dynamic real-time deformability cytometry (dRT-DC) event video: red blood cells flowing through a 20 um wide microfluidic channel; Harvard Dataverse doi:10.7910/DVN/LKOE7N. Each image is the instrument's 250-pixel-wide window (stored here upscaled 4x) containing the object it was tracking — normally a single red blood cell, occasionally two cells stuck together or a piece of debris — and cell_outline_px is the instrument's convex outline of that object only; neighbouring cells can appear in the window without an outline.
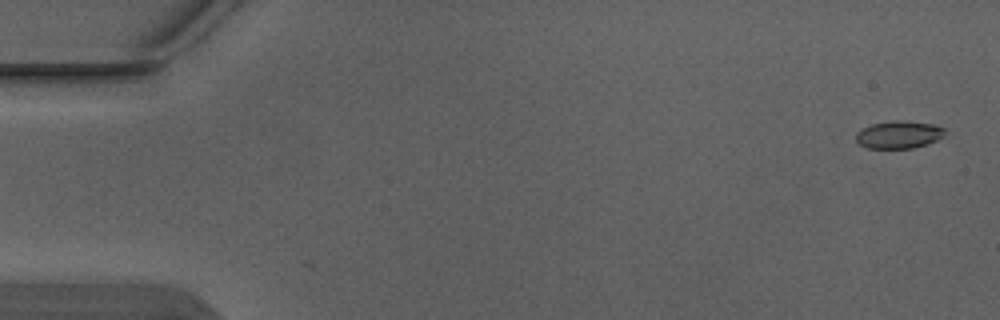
{"species": "Egyptian fruit bat (a non-hibernating species)", "species_latin": "Rousettus aegyptiacus", "temperature_condition": "warm", "stored_images_in_passage": 4, "camera_frame_rate_fps": 3000, "um_per_image_px": 0.085, "animal": {"sex": "male"}, "frame": {"image": 1, "passage_image": 1, "time_ms": 0.0, "image_size_px": [1000, 320], "cell_outline_px": [[944, 136], [928, 144], [912, 148], [868, 148], [860, 144], [856, 140], [856, 132], [872, 124], [892, 120], [904, 120], [932, 124], [944, 128]], "centroid_in_image_um": [76.4, 11.44], "position_along_channel_um": 8.6, "area_um2": 14.22}}